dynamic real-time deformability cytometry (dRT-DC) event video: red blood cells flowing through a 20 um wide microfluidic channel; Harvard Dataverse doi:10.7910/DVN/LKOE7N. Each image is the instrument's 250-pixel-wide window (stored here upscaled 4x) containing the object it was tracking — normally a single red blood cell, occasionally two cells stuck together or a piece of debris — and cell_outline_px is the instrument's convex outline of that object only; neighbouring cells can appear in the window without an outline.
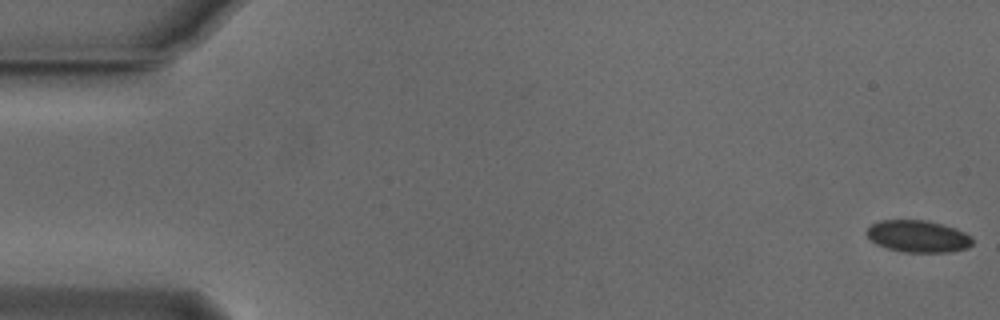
{"species": "Egyptian fruit bat (a non-hibernating species)", "species_latin": "Rousettus aegyptiacus", "temperature_condition": "cold", "stored_images_in_passage": 11, "camera_frame_rate_fps": 3000, "um_per_image_px": 0.085, "animal": {"sex": "male"}, "frame": {"image": 1, "passage_image": 1, "time_ms": 0.0, "image_size_px": [1000, 320], "cell_outline_px": [[972, 244], [968, 248], [952, 252], [904, 252], [888, 248], [876, 244], [868, 236], [868, 228], [872, 224], [880, 220], [924, 220], [940, 224], [964, 232], [972, 236]], "centroid_in_image_um": [78.05, 20.1], "position_along_channel_um": 6.9, "area_um2": 19.48}}